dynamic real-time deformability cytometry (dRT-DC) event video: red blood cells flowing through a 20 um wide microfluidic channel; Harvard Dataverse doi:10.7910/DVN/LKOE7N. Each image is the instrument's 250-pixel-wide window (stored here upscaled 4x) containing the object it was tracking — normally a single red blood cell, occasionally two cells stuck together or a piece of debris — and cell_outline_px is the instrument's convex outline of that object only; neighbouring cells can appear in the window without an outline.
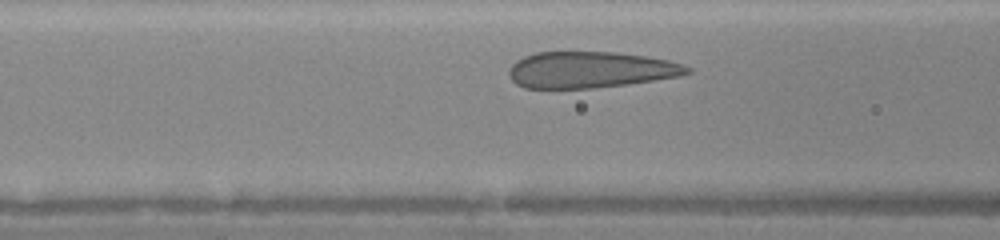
{"species": "human", "species_latin": "Homo sapiens", "temperature_condition": "warm", "stored_images_in_passage": 9, "camera_frame_rate_fps": 3000, "um_per_image_px": 0.085, "donor": {"sex": "female"}, "frame": {"image": 1, "passage_image": 7, "time_ms": 2.0, "image_size_px": [1000, 240], "cell_outline_px": [[692, 72], [680, 76], [624, 84], [592, 88], [524, 88], [516, 84], [512, 80], [508, 72], [508, 68], [516, 60], [524, 56], [536, 52], [616, 52], [644, 56], [668, 60], [684, 64], [692, 68]], "centroid_in_image_um": [50.16, 5.92], "position_along_channel_um": 116.4, "area_um2": 37.69}}